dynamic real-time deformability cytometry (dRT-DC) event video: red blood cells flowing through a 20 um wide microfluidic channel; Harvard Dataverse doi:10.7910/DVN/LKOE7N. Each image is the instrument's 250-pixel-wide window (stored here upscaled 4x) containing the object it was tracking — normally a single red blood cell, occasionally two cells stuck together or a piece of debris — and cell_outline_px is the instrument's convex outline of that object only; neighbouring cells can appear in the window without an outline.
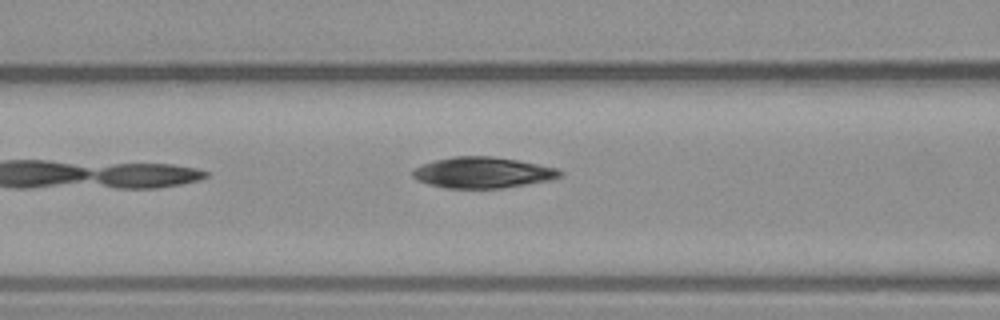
{"species": "common noctule bat (a hibernating species)", "species_latin": "Nyctalus noctula", "temperature_condition": "warm", "stored_images_in_passage": 3, "camera_frame_rate_fps": 3000, "um_per_image_px": 0.085, "animal": {"sex": "male", "body_mass_g": 23.1, "forearm_length_mm": 52.7}, "frame": {"image": 1, "passage_image": 3, "time_ms": 2.333, "image_size_px": [1000, 320], "cell_outline_px": [[564, 172], [560, 176], [552, 180], [500, 188], [444, 188], [428, 184], [416, 180], [412, 176], [412, 172], [420, 164], [452, 156], [492, 156], [516, 160], [556, 168]], "centroid_in_image_um": [40.99, 14.67], "position_along_channel_um": 125.6, "area_um2": 26.53}}